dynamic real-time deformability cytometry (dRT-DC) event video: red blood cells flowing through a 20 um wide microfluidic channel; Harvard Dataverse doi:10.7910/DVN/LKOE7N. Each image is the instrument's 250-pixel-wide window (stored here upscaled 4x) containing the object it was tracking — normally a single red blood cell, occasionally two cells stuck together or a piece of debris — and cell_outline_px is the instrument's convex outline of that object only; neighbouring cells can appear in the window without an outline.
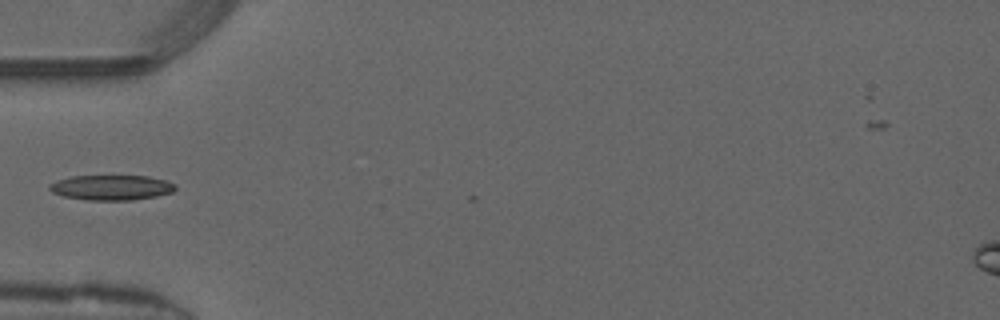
{"species": "common noctule bat (a hibernating species)", "species_latin": "Nyctalus noctula", "temperature_condition": "warm", "stored_images_in_passage": 3, "camera_frame_rate_fps": 3000, "um_per_image_px": 0.085, "animal": {"sex": "male", "forearm_length_mm": 52.5}, "frame": {"image": 1, "passage_image": 1, "time_ms": 0.0, "image_size_px": [1000, 320], "cell_outline_px": [[176, 188], [172, 192], [156, 196], [132, 200], [88, 200], [64, 196], [52, 192], [48, 188], [48, 184], [72, 176], [148, 176], [164, 180], [176, 184]], "centroid_in_image_um": [9.48, 15.94], "position_along_channel_um": 75.5, "area_um2": 18.26}}